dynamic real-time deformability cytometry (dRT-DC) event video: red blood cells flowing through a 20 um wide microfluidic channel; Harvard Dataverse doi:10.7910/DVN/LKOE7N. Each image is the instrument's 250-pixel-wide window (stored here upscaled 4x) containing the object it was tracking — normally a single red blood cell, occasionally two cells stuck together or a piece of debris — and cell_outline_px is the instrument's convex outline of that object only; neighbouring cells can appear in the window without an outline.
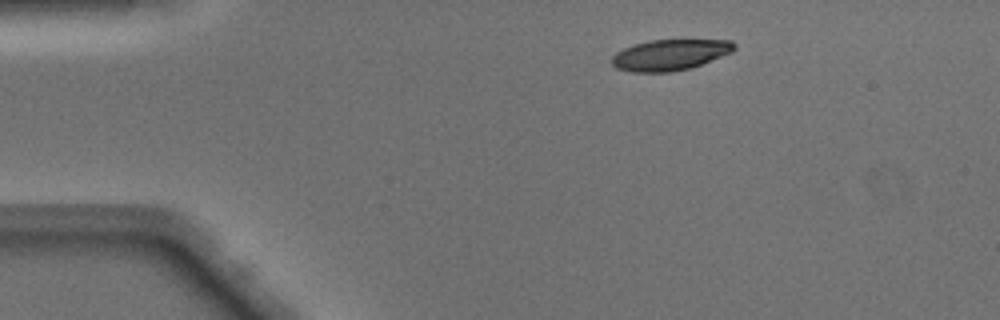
{"species": "Egyptian fruit bat (a non-hibernating species)", "species_latin": "Rousettus aegyptiacus", "temperature_condition": "warm", "stored_images_in_passage": 42, "camera_frame_rate_fps": 3000, "um_per_image_px": 0.085, "animal": {"sex": "male"}, "frame": {"image": 1, "passage_image": 1, "time_ms": 0.0, "image_size_px": [1000, 320], "cell_outline_px": [[736, 48], [732, 52], [692, 68], [672, 72], [632, 72], [616, 68], [612, 64], [612, 56], [616, 52], [624, 48], [648, 40], [732, 40], [736, 44]], "centroid_in_image_um": [56.96, 4.67], "position_along_channel_um": 28.0, "area_um2": 22.14}}
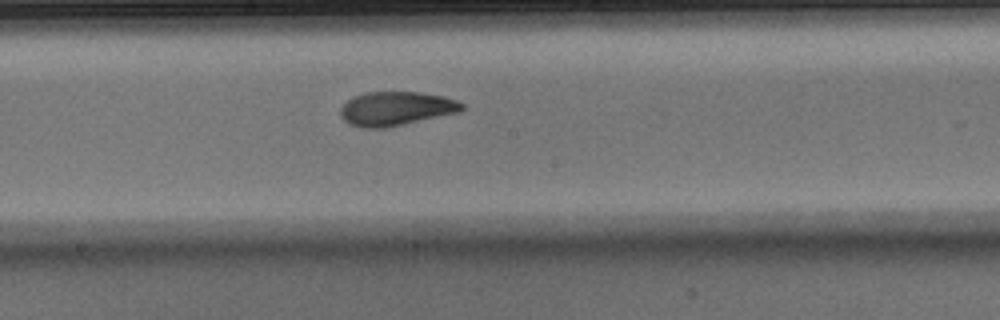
{"frame": {"image": 2, "passage_image": 19, "time_ms": 6.0, "image_size_px": [1000, 320], "cell_outline_px": [[464, 108], [460, 112], [404, 124], [384, 128], [360, 128], [348, 124], [340, 116], [340, 108], [352, 96], [364, 92], [420, 92], [444, 96], [456, 100], [464, 104]], "centroid_in_image_um": [33.64, 9.23], "position_along_channel_um": 214.6, "area_um2": 24.28}}
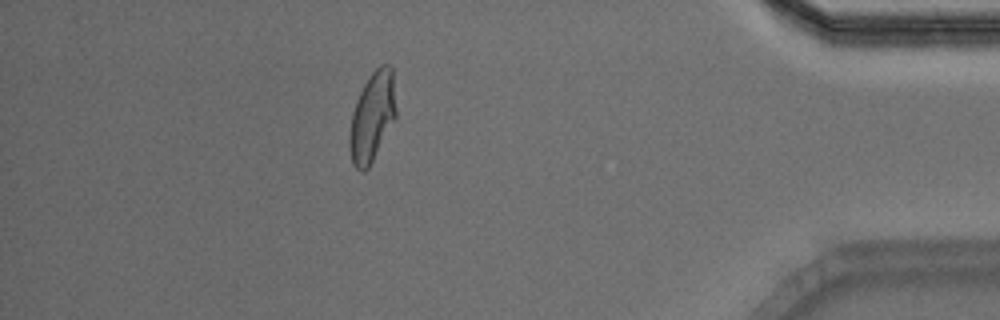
{"frame": {"image": 3, "passage_image": 36, "time_ms": 11.667, "image_size_px": [1000, 320], "cell_outline_px": [[396, 116], [368, 168], [364, 172], [360, 172], [352, 164], [348, 144], [348, 136], [352, 112], [356, 100], [364, 84], [372, 72], [380, 64], [388, 64], [392, 68], [396, 108]], "centroid_in_image_um": [31.61, 9.94], "position_along_channel_um": 403.6, "area_um2": 24.22}, "authors_computed_cell_mechanics": {"area_um2": 23.9292, "velocity_mm_per_s": 4.0988, "shape_relaxation_time_tau1_ms": 7.2859, "shape_relaxation_time_tau2_ms": 1.6651, "deformation_change_tau1": 0.2473, "deformation_change_tau2": 0.0839}}